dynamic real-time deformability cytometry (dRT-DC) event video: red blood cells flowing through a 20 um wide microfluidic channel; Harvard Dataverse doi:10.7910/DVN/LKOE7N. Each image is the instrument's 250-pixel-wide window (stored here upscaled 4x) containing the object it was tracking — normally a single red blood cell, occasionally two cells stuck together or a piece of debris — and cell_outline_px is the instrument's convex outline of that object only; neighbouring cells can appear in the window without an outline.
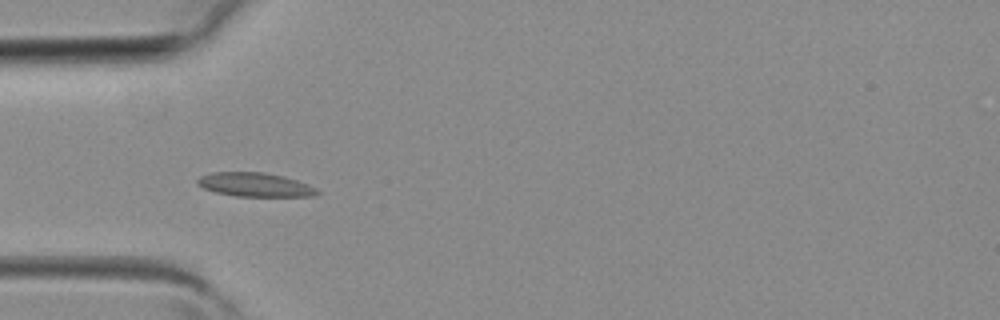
{"species": "common noctule bat (a hibernating species)", "species_latin": "Nyctalus noctula", "temperature_condition": "room temperature", "stored_images_in_passage": 3, "camera_frame_rate_fps": 3000, "um_per_image_px": 0.085, "animal": {"sex": "female", "body_mass_g": 19.3, "forearm_length_mm": 54.1}, "frame": {"image": 1, "passage_image": 1, "time_ms": 0.0, "image_size_px": [1000, 320], "cell_outline_px": [[320, 192], [312, 196], [236, 196], [216, 192], [204, 188], [196, 184], [196, 180], [200, 176], [212, 172], [264, 172], [284, 176], [308, 184], [316, 188]], "centroid_in_image_um": [21.65, 15.69], "position_along_channel_um": 63.3, "area_um2": 16.65}}
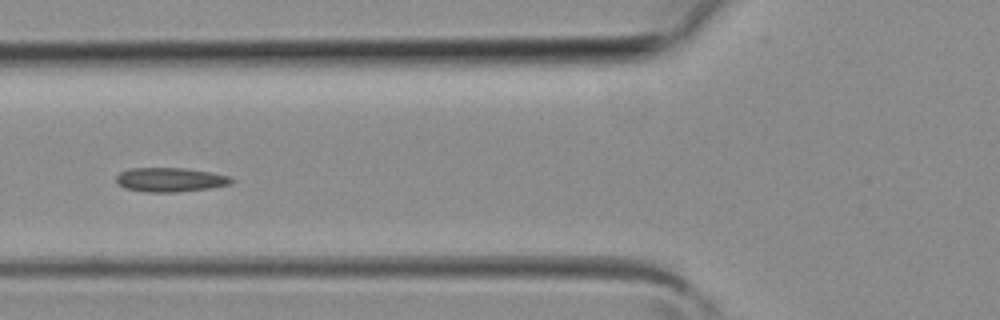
{"frame": {"image": 2, "passage_image": 2, "time_ms": 0.333, "image_size_px": [1000, 320], "cell_outline_px": [[236, 180], [232, 184], [212, 188], [176, 192], [148, 192], [124, 188], [116, 184], [116, 176], [120, 172], [128, 168], [184, 168], [212, 172], [232, 176]], "centroid_in_image_um": [14.51, 15.27], "position_along_channel_um": 111.3, "area_um2": 16.59}}
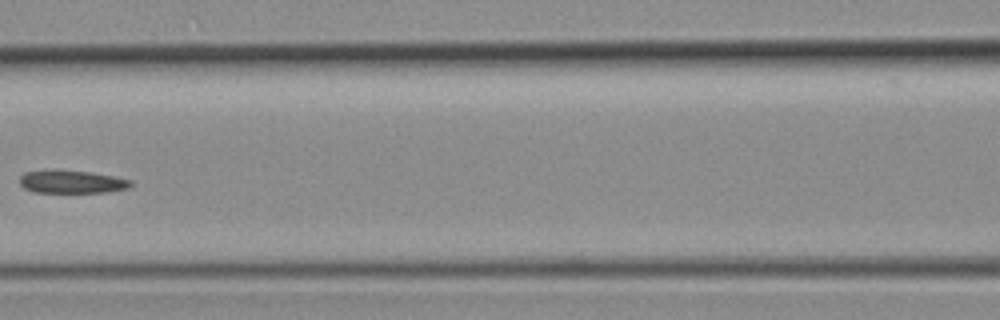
{"frame": {"image": 3, "passage_image": 3, "time_ms": 0.667, "image_size_px": [1000, 320], "cell_outline_px": [[132, 184], [128, 188], [108, 192], [32, 192], [24, 188], [20, 184], [20, 176], [24, 172], [52, 168], [92, 172], [132, 180]], "centroid_in_image_um": [6.05, 15.42], "position_along_channel_um": 160.5, "area_um2": 15.2}}